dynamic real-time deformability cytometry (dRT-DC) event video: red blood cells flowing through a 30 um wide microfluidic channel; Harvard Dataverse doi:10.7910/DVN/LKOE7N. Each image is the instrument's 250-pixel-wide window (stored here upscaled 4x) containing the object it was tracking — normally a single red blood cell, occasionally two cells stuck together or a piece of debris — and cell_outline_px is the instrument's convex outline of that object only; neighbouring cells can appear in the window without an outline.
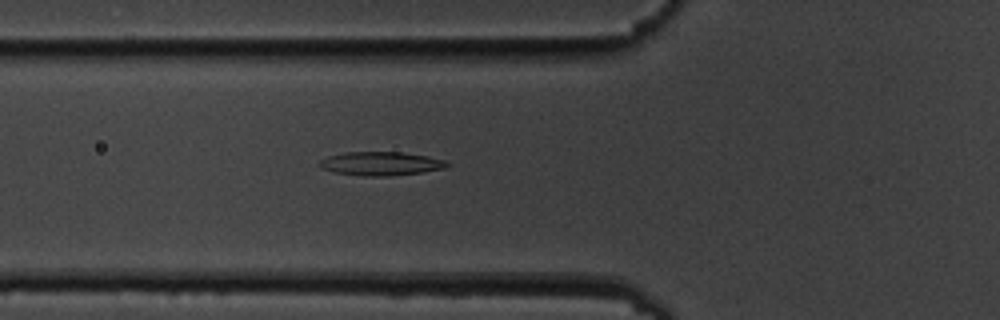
{"species": "common noctule bat (a hibernating species)", "species_latin": "Nyctalus noctula", "temperature_condition": "cold", "stored_images_in_passage": 3, "camera_frame_rate_fps": 3000, "um_per_image_px": 0.085, "animal": {"sex": "male", "body_mass_g": 19.5, "forearm_length_mm": 54.6}, "frame": {"image": 1, "passage_image": 3, "time_ms": 2.333, "image_size_px": [1000, 320], "cell_outline_px": [[452, 164], [444, 168], [420, 172], [392, 176], [364, 176], [332, 172], [320, 168], [316, 164], [320, 160], [328, 156], [344, 152], [400, 152], [428, 156], [444, 160]], "centroid_in_image_um": [32.32, 13.91], "position_along_channel_um": 93.5, "area_um2": 17.74}}